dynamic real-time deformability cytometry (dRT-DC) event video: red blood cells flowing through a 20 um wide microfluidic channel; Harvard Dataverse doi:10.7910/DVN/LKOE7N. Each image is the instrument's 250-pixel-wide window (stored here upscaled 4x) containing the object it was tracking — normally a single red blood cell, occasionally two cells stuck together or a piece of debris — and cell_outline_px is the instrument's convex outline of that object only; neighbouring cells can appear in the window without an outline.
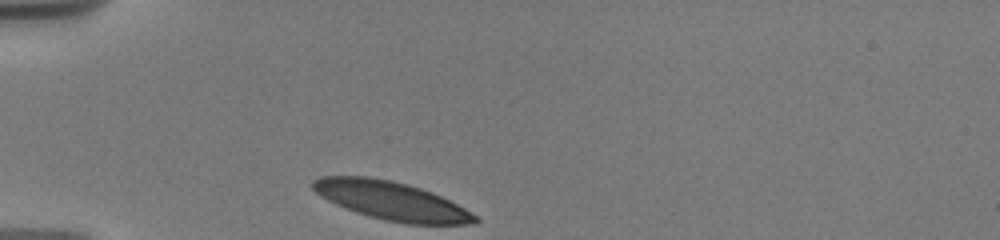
{"species": "human", "species_latin": "Homo sapiens", "temperature_condition": "warm", "stored_images_in_passage": 1, "camera_frame_rate_fps": 3000, "um_per_image_px": 0.085, "donor": {"sex": "male"}, "frame": {"image": 1, "passage_image": 1, "time_ms": 0.0, "image_size_px": [1000, 240], "cell_outline_px": [[480, 220], [476, 224], [404, 224], [384, 220], [356, 212], [336, 204], [320, 196], [312, 188], [312, 180], [320, 176], [368, 176], [392, 180], [408, 184], [432, 192], [464, 208], [476, 216]], "centroid_in_image_um": [33.25, 17.06], "position_along_channel_um": 51.7, "area_um2": 36.24}}